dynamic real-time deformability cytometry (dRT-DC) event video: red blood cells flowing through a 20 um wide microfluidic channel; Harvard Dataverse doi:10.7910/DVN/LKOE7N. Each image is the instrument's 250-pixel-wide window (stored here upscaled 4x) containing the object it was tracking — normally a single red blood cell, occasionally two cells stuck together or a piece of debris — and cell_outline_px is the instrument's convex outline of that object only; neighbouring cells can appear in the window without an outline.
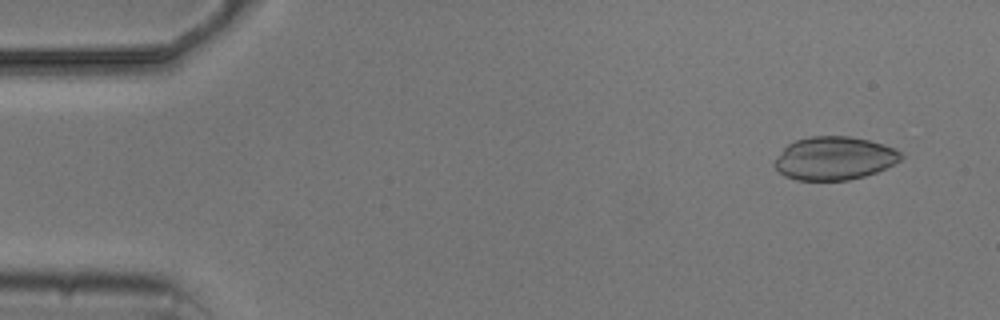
{"species": "common noctule bat (a hibernating species)", "species_latin": "Nyctalus noctula", "temperature_condition": "cold", "stored_images_in_passage": 6, "camera_frame_rate_fps": 3000, "um_per_image_px": 0.085, "animal": {"sex": "male", "body_mass_g": 20.5, "forearm_length_mm": 52.5}, "frame": {"image": 1, "passage_image": 2, "time_ms": 1.0, "image_size_px": [1000, 320], "cell_outline_px": [[904, 156], [900, 160], [876, 172], [864, 176], [848, 180], [796, 180], [784, 176], [772, 164], [776, 156], [788, 144], [796, 140], [808, 136], [848, 136], [868, 140], [884, 144], [896, 148]], "centroid_in_image_um": [70.89, 13.45], "position_along_channel_um": 14.1, "area_um2": 31.91}}